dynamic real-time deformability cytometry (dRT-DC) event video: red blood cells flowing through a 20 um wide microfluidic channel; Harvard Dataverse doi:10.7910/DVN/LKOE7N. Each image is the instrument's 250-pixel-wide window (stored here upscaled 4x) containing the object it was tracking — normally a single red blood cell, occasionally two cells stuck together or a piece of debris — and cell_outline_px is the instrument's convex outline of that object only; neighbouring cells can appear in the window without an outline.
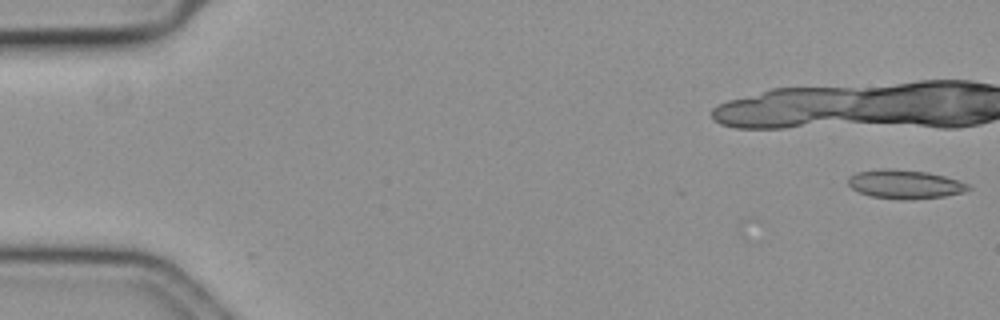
{"species": "common noctule bat (a hibernating species)", "species_latin": "Nyctalus noctula", "temperature_condition": "cold", "stored_images_in_passage": 6, "camera_frame_rate_fps": 3000, "um_per_image_px": 0.085, "animal": {"sex": "female", "body_mass_g": 19.3, "forearm_length_mm": 54.1}, "frame": {"image": 1, "passage_image": 1, "time_ms": 0.0, "image_size_px": [1000, 320], "cell_outline_px": [[972, 188], [960, 192], [944, 196], [912, 200], [900, 200], [868, 196], [852, 188], [848, 184], [848, 176], [856, 172], [880, 168], [928, 172], [944, 176], [968, 184]], "centroid_in_image_um": [76.86, 15.67], "position_along_channel_um": 8.1, "area_um2": 20.17}}